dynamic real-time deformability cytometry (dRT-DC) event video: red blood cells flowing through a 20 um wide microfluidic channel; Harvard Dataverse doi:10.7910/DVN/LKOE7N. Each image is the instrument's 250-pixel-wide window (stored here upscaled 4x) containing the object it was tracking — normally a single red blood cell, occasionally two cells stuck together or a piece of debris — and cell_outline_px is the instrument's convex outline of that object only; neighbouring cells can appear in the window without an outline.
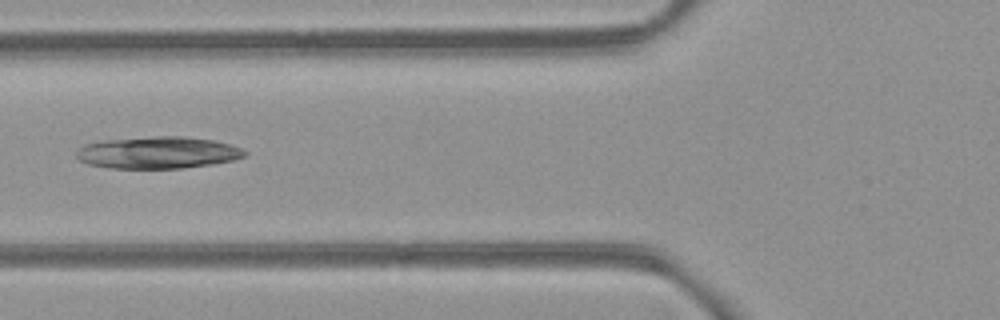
{"species": "common noctule bat (a hibernating species)", "species_latin": "Nyctalus noctula", "temperature_condition": "room temperature", "stored_images_in_passage": 7, "camera_frame_rate_fps": 3000, "um_per_image_px": 0.085, "animal": {"sex": "female", "body_mass_g": 21.9}, "frame": {"image": 1, "passage_image": 5, "time_ms": 4.667, "image_size_px": [1000, 320], "cell_outline_px": [[248, 156], [232, 160], [212, 164], [180, 168], [108, 168], [88, 164], [80, 160], [76, 156], [76, 152], [80, 148], [88, 144], [108, 140], [156, 136], [184, 136], [212, 140], [228, 144], [240, 148], [248, 152]], "centroid_in_image_um": [13.45, 12.98], "position_along_channel_um": 112.3, "area_um2": 31.04}}
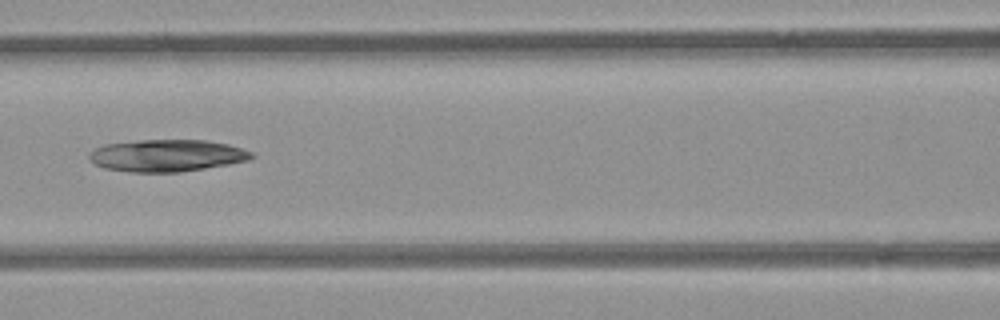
{"frame": {"image": 2, "passage_image": 6, "time_ms": 5.667, "image_size_px": [1000, 320], "cell_outline_px": [[256, 156], [248, 160], [228, 164], [180, 172], [132, 172], [104, 168], [96, 164], [88, 156], [96, 148], [104, 144], [140, 140], [204, 140], [228, 144], [252, 152]], "centroid_in_image_um": [14.2, 13.22], "position_along_channel_um": 152.4, "area_um2": 30.06}}
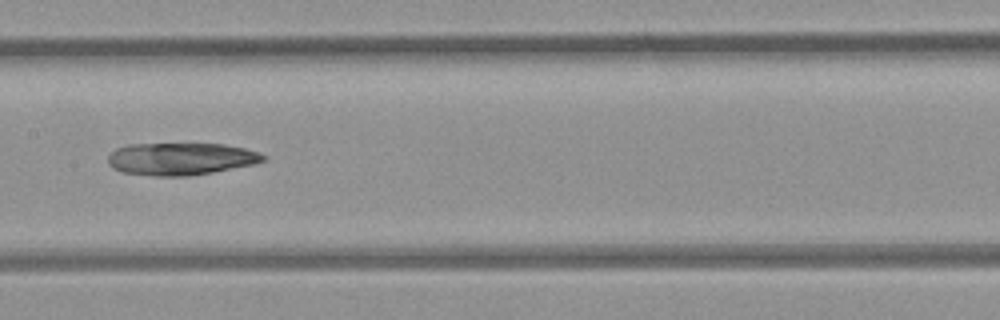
{"frame": {"image": 3, "passage_image": 7, "time_ms": 6.667, "image_size_px": [1000, 320], "cell_outline_px": [[268, 160], [256, 164], [212, 172], [188, 176], [152, 176], [120, 172], [112, 168], [108, 164], [108, 156], [116, 148], [132, 144], [224, 144], [244, 148], [260, 152], [268, 156]], "centroid_in_image_um": [15.4, 13.51], "position_along_channel_um": 192.0, "area_um2": 29.54}}